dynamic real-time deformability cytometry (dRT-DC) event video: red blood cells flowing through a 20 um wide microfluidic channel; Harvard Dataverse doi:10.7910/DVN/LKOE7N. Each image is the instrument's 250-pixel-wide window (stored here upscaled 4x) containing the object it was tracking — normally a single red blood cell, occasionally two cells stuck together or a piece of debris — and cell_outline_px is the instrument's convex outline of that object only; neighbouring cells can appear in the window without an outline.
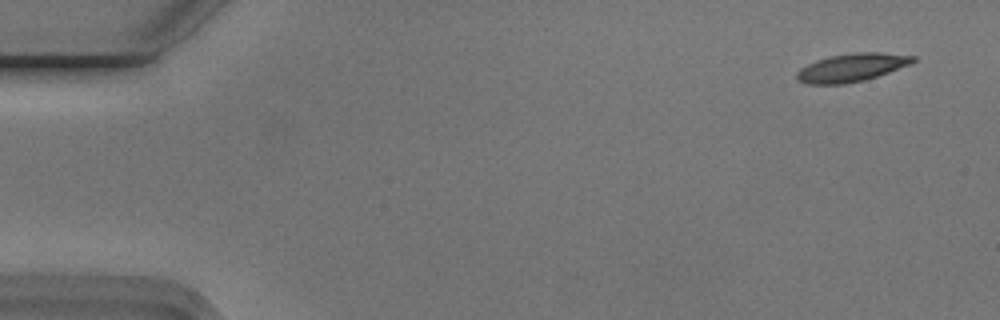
{"species": "Egyptian fruit bat (a non-hibernating species)", "species_latin": "Rousettus aegyptiacus", "temperature_condition": "cold", "stored_images_in_passage": 5, "camera_frame_rate_fps": 3000, "um_per_image_px": 0.085, "animal": {"sex": "male"}, "frame": {"image": 1, "passage_image": 1, "time_ms": 0.0, "image_size_px": [1000, 320], "cell_outline_px": [[916, 60], [908, 64], [888, 72], [864, 80], [844, 84], [808, 84], [796, 80], [796, 72], [800, 68], [816, 60], [828, 56], [856, 52], [880, 52], [916, 56]], "centroid_in_image_um": [72.34, 5.74], "position_along_channel_um": 12.7, "area_um2": 18.96}}
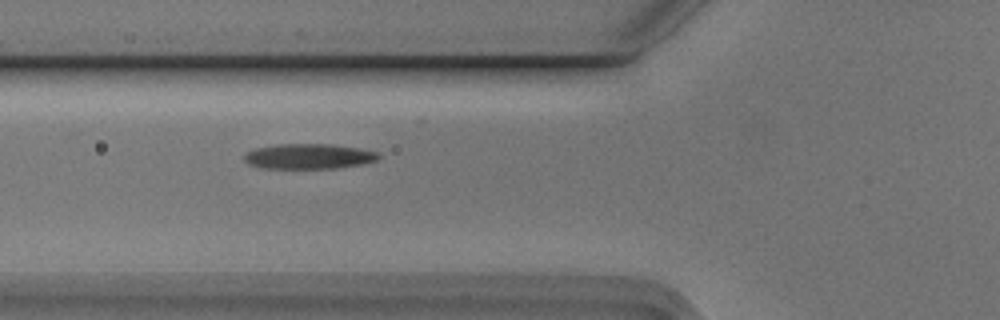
{"frame": {"image": 2, "passage_image": 5, "time_ms": 1.333, "image_size_px": [1000, 320], "cell_outline_px": [[380, 156], [376, 160], [364, 164], [336, 168], [264, 168], [248, 164], [244, 160], [244, 156], [248, 152], [256, 148], [276, 144], [332, 144], [356, 148], [376, 152]], "centroid_in_image_um": [26.23, 13.29], "position_along_channel_um": 99.6, "area_um2": 19.54}}